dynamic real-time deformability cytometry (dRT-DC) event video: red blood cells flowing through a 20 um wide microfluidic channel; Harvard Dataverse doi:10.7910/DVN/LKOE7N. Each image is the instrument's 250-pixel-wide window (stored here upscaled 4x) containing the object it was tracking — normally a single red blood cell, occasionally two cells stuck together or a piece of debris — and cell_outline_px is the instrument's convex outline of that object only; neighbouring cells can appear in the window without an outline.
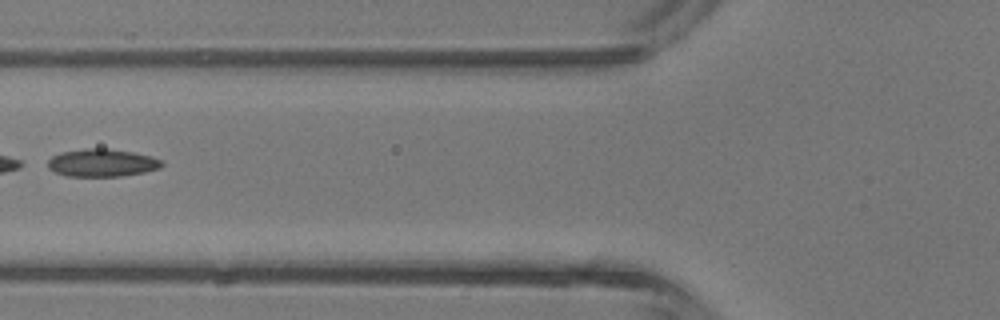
{"species": "common noctule bat (a hibernating species)", "species_latin": "Nyctalus noctula", "temperature_condition": "room temperature", "stored_images_in_passage": 5, "segment_of_instrument_passage": [2, 2], "camera_frame_rate_fps": 3000, "um_per_image_px": 0.085, "animal": {"sex": "male", "body_mass_g": 13.3}, "frame": {"image": 1, "passage_image": 5, "time_ms": 5.667, "image_size_px": [1000, 320], "cell_outline_px": [[164, 164], [160, 168], [144, 172], [120, 176], [68, 176], [56, 172], [48, 168], [48, 160], [52, 156], [60, 152], [84, 148], [104, 148], [132, 152], [152, 156], [160, 160]], "centroid_in_image_um": [8.66, 13.83], "position_along_channel_um": 117.1, "area_um2": 18.38}}